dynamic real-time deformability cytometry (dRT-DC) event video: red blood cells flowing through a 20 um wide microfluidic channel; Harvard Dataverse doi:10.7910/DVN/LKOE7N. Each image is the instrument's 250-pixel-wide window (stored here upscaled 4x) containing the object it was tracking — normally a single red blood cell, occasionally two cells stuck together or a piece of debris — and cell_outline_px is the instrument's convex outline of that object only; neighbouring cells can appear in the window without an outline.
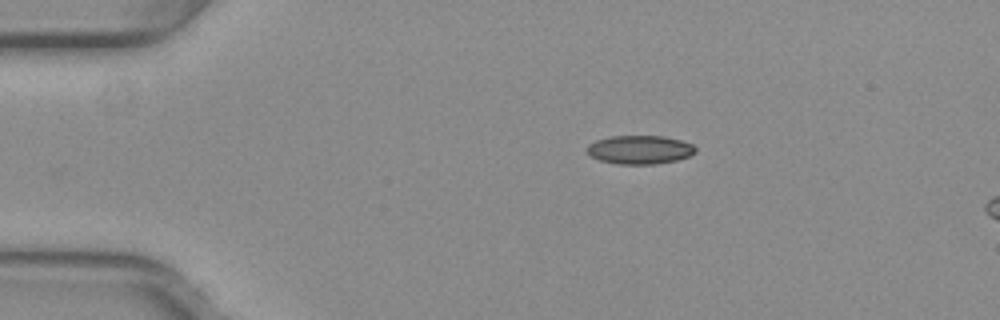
{"species": "common noctule bat (a hibernating species)", "species_latin": "Nyctalus noctula", "temperature_condition": "warm", "stored_images_in_passage": 34, "camera_frame_rate_fps": 3000, "um_per_image_px": 0.085, "animal": {"sex": "female", "body_mass_g": 29.2, "forearm_length_mm": 56.3}, "frame": {"image": 1, "passage_image": 1, "time_ms": 0.0, "image_size_px": [1000, 320], "cell_outline_px": [[696, 152], [688, 156], [676, 160], [656, 164], [616, 164], [600, 160], [592, 156], [588, 152], [588, 144], [596, 140], [612, 136], [664, 136], [680, 140], [692, 144], [696, 148]], "centroid_in_image_um": [54.39, 12.72], "position_along_channel_um": 30.6, "area_um2": 17.98}}
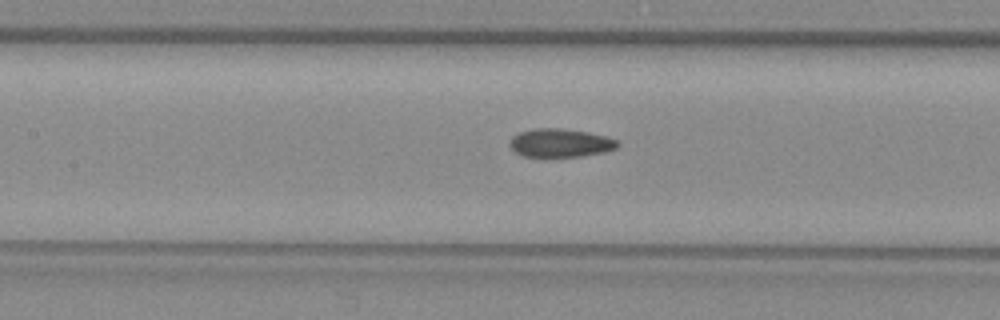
{"frame": {"image": 2, "passage_image": 15, "time_ms": 4.667, "image_size_px": [1000, 320], "cell_outline_px": [[620, 144], [616, 148], [604, 152], [580, 156], [548, 160], [520, 156], [508, 144], [512, 136], [520, 132], [532, 128], [556, 128], [588, 132], [604, 136], [616, 140]], "centroid_in_image_um": [47.55, 12.2], "position_along_channel_um": 159.9, "area_um2": 18.55}}
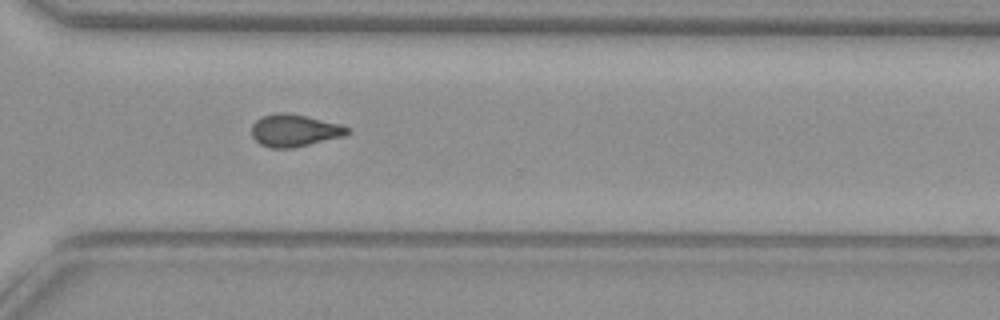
{"frame": {"image": 3, "passage_image": 29, "time_ms": 9.333, "image_size_px": [1000, 320], "cell_outline_px": [[348, 132], [344, 136], [292, 148], [268, 148], [260, 144], [252, 136], [252, 124], [256, 120], [264, 116], [280, 112], [288, 112], [340, 124], [348, 128]], "centroid_in_image_um": [24.99, 11.09], "position_along_channel_um": 345.6, "area_um2": 17.8}, "authors_computed_cell_mechanics": {"area_um2": 18.1492, "velocity_mm_per_s": 3.9875, "shape_relaxation_time_tau1_ms": null, "shape_relaxation_time_tau2_ms": 2.1374, "deformation_change_tau1": null, "deformation_change_tau2": 0.0814}}